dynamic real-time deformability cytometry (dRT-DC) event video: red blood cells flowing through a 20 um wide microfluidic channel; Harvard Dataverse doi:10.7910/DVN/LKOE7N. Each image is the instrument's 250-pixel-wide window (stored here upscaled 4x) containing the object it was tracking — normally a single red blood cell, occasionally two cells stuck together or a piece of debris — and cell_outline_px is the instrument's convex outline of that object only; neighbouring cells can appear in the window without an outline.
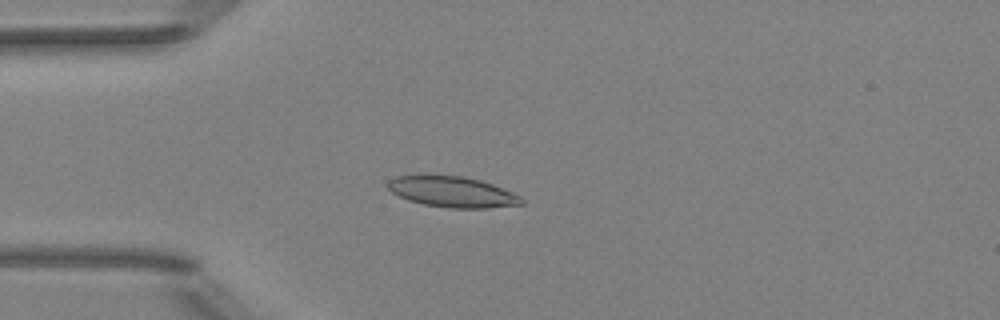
{"species": "Egyptian fruit bat (a non-hibernating species)", "species_latin": "Rousettus aegyptiacus", "temperature_condition": "room temperature", "stored_images_in_passage": 5, "camera_frame_rate_fps": 3000, "um_per_image_px": 0.085, "animal": {"sex": "female"}, "frame": {"image": 1, "passage_image": 4, "time_ms": 3.333, "image_size_px": [1000, 320], "cell_outline_px": [[524, 204], [488, 208], [448, 208], [424, 204], [408, 200], [392, 192], [388, 188], [388, 180], [396, 176], [420, 172], [464, 176], [480, 180], [492, 184], [512, 192], [520, 196], [524, 200]], "centroid_in_image_um": [38.39, 16.26], "position_along_channel_um": 46.6, "area_um2": 24.68}}